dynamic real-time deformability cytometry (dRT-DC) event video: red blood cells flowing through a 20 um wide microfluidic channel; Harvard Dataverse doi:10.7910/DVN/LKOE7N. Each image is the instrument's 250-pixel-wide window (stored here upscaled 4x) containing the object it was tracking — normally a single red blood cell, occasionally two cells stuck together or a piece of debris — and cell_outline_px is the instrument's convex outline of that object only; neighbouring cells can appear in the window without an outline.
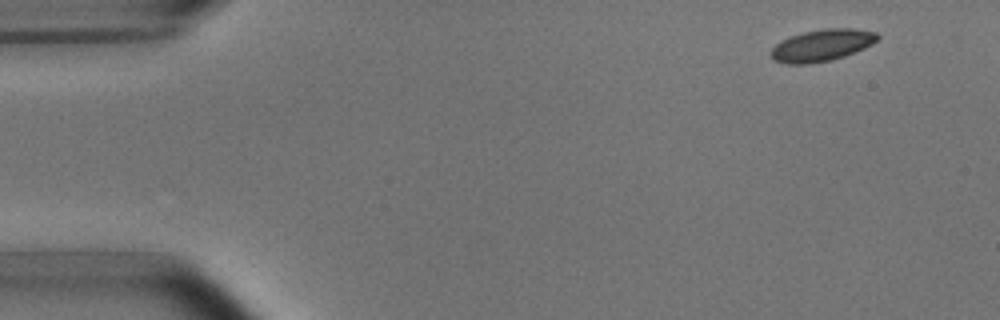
{"species": "common noctule bat (a hibernating species)", "species_latin": "Nyctalus noctula", "temperature_condition": "room temperature", "stored_images_in_passage": 5, "segment_of_instrument_passage": [1, 2], "camera_frame_rate_fps": 3000, "um_per_image_px": 0.085, "animal": {"sex": "male", "body_mass_g": 15.6}, "frame": {"image": 1, "passage_image": 1, "time_ms": 0.0, "image_size_px": [1000, 320], "cell_outline_px": [[880, 36], [872, 44], [864, 48], [844, 56], [832, 60], [808, 64], [788, 64], [772, 60], [772, 48], [776, 44], [792, 36], [804, 32], [824, 28], [852, 28], [876, 32]], "centroid_in_image_um": [69.88, 3.85], "position_along_channel_um": 15.1, "area_um2": 19.59}}